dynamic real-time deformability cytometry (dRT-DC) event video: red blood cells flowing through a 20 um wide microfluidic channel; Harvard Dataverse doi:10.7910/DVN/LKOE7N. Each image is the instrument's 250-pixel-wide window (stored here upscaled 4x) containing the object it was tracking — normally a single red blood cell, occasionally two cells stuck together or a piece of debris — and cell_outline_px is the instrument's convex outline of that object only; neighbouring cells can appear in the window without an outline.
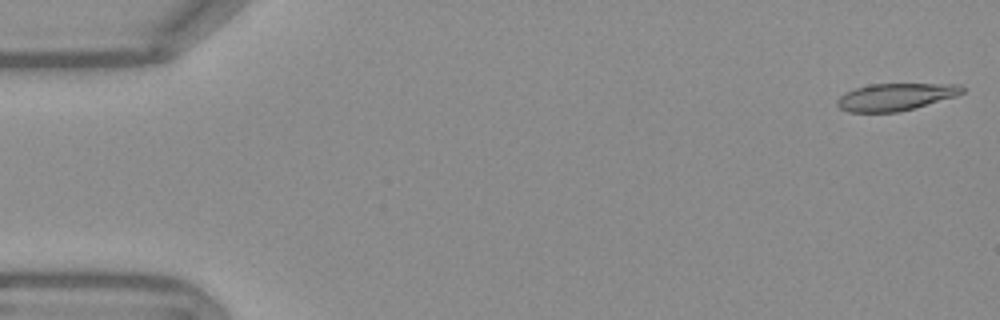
{"species": "Egyptian fruit bat (a non-hibernating species)", "species_latin": "Rousettus aegyptiacus", "temperature_condition": "warm", "stored_images_in_passage": 13, "camera_frame_rate_fps": 3000, "um_per_image_px": 0.085, "frame": {"image": 1, "passage_image": 1, "time_ms": 0.0, "image_size_px": [1000, 320], "cell_outline_px": [[964, 92], [956, 96], [912, 108], [896, 112], [848, 112], [840, 108], [836, 104], [836, 100], [844, 92], [868, 84], [960, 84], [964, 88]], "centroid_in_image_um": [76.08, 8.23], "position_along_channel_um": 8.9, "area_um2": 19.71}}